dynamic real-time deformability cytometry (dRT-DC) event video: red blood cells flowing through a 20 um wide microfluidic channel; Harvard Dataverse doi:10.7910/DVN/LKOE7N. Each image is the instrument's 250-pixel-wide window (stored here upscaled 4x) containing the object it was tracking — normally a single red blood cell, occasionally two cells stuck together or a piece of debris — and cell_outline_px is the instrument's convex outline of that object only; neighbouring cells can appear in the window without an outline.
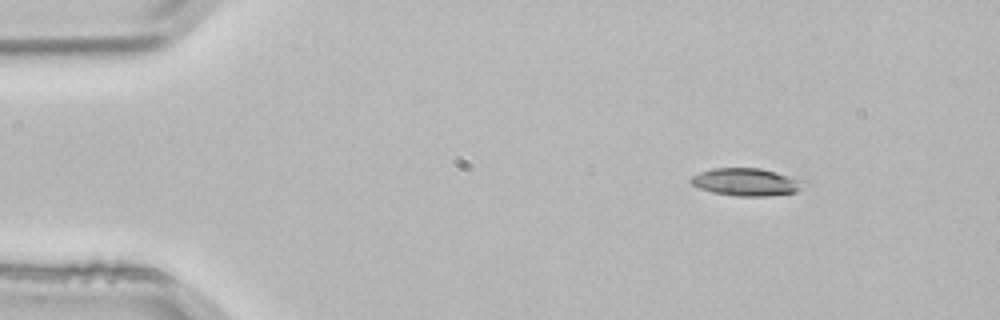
{"species": "common noctule bat (a hibernating species)", "species_latin": "Nyctalus noctula", "temperature_condition": "room temperature", "stored_images_in_passage": 4, "segment_of_instrument_passage": [1, 2], "camera_frame_rate_fps": 3000, "um_per_image_px": 0.085, "animal": {"sex": "male", "body_mass_g": 21.5, "forearm_length_mm": 52.0}, "frame": {"image": 1, "passage_image": 1, "time_ms": 0.0, "image_size_px": [1000, 320], "cell_outline_px": [[812, 184], [796, 192], [768, 196], [736, 196], [712, 192], [700, 188], [692, 184], [688, 180], [692, 176], [700, 172], [712, 168], [760, 168], [812, 180]], "centroid_in_image_um": [63.6, 15.47], "position_along_channel_um": 21.4, "area_um2": 18.84}}
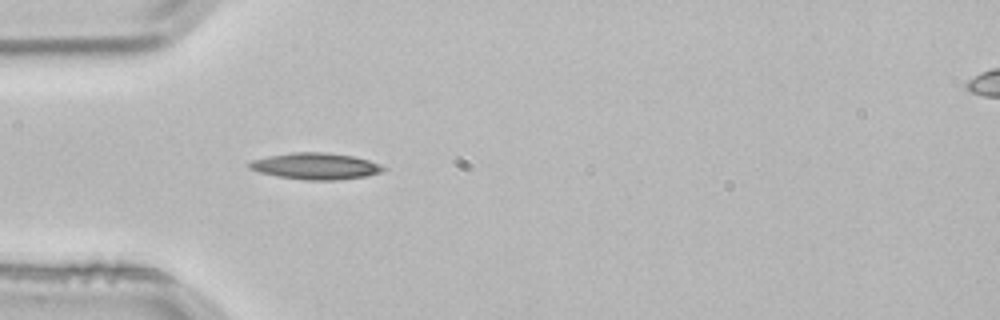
{"frame": {"image": 2, "passage_image": 3, "time_ms": 0.667, "image_size_px": [1000, 320], "cell_outline_px": [[388, 168], [380, 172], [368, 176], [336, 180], [304, 180], [280, 176], [260, 172], [248, 168], [248, 164], [252, 160], [268, 156], [296, 152], [328, 152], [352, 156], [368, 160], [380, 164]], "centroid_in_image_um": [26.86, 14.12], "position_along_channel_um": 58.1, "area_um2": 20.58}}